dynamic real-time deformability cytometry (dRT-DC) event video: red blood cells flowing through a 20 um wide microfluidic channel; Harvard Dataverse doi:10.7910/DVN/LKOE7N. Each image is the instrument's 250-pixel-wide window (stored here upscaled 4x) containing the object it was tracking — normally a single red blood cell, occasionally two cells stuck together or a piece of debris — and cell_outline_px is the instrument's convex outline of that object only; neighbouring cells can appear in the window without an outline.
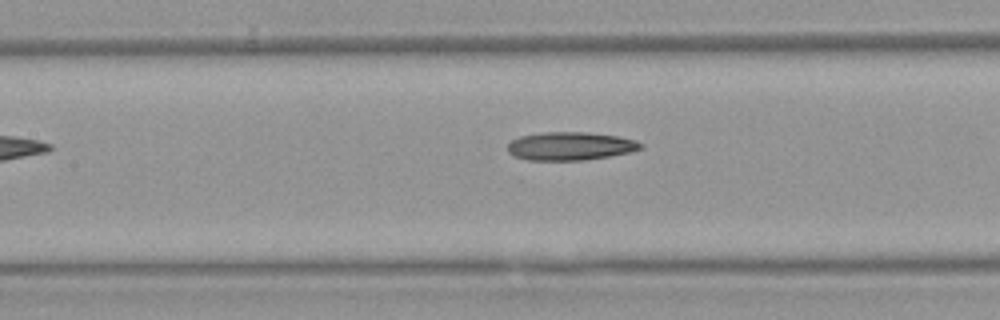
{"species": "Egyptian fruit bat (a non-hibernating species)", "species_latin": "Rousettus aegyptiacus", "temperature_condition": "warm", "stored_images_in_passage": 8, "camera_frame_rate_fps": 3000, "um_per_image_px": 0.085, "animal": {"sex": "female"}, "frame": {"image": 1, "passage_image": 7, "time_ms": 7.0, "image_size_px": [1000, 320], "cell_outline_px": [[644, 148], [632, 152], [584, 160], [528, 160], [516, 156], [508, 152], [508, 144], [512, 140], [520, 136], [540, 132], [588, 132], [620, 136], [636, 140], [644, 144]], "centroid_in_image_um": [48.53, 12.41], "position_along_channel_um": 158.9, "area_um2": 22.08}}
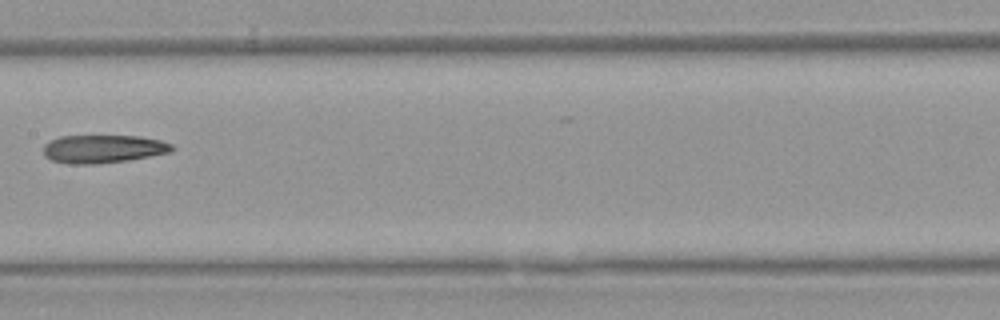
{"frame": {"image": 2, "passage_image": 8, "time_ms": 8.0, "image_size_px": [1000, 320], "cell_outline_px": [[176, 148], [172, 152], [152, 156], [128, 160], [96, 164], [68, 164], [52, 160], [44, 156], [44, 144], [60, 136], [140, 136], [160, 140], [172, 144]], "centroid_in_image_um": [8.8, 12.66], "position_along_channel_um": 198.6, "area_um2": 21.21}}